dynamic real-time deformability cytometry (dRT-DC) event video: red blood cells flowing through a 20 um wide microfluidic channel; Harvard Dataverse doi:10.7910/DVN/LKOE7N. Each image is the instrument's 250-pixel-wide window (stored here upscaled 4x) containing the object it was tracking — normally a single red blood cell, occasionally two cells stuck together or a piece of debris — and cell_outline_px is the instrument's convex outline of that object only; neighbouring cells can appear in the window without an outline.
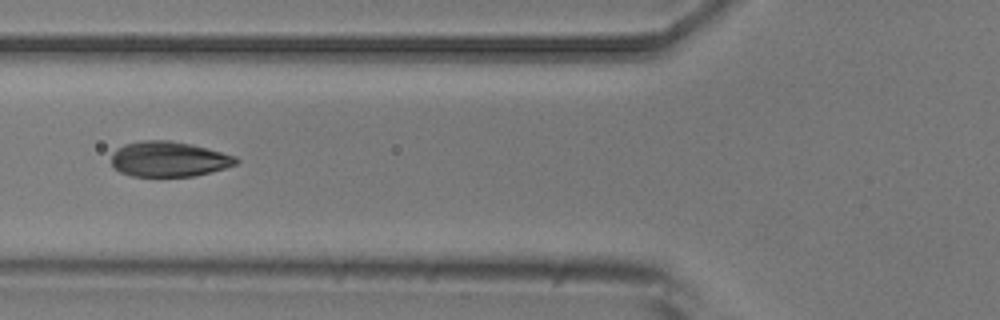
{"species": "common noctule bat (a hibernating species)", "species_latin": "Nyctalus noctula", "temperature_condition": "room temperature", "stored_images_in_passage": 7, "camera_frame_rate_fps": 3000, "um_per_image_px": 0.085, "animal": {"sex": "male", "body_mass_g": 20.5, "forearm_length_mm": 52.5}, "frame": {"image": 1, "passage_image": 6, "time_ms": 6.0, "image_size_px": [1000, 320], "cell_outline_px": [[240, 160], [236, 164], [224, 168], [196, 176], [132, 176], [120, 172], [112, 168], [112, 152], [116, 148], [124, 144], [140, 140], [168, 140], [192, 144], [208, 148], [236, 156]], "centroid_in_image_um": [14.32, 13.52], "position_along_channel_um": 111.5, "area_um2": 25.84}}
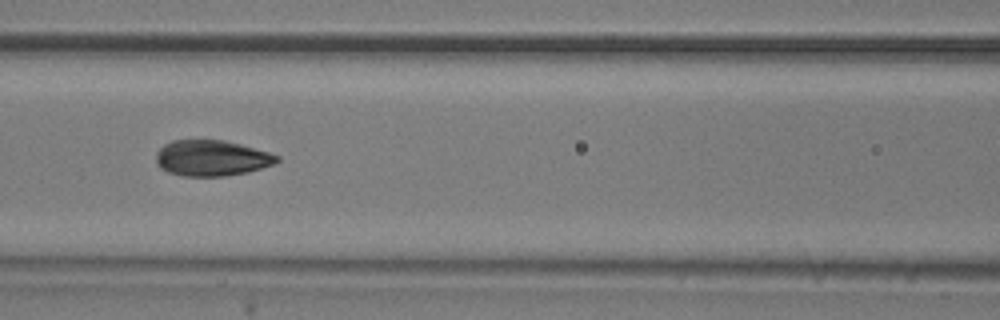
{"frame": {"image": 2, "passage_image": 7, "time_ms": 7.0, "image_size_px": [1000, 320], "cell_outline_px": [[280, 160], [276, 164], [248, 172], [224, 176], [180, 176], [168, 172], [160, 168], [156, 164], [156, 152], [164, 144], [172, 140], [224, 140], [240, 144], [268, 152], [280, 156]], "centroid_in_image_um": [17.98, 13.44], "position_along_channel_um": 148.6, "area_um2": 25.43}}